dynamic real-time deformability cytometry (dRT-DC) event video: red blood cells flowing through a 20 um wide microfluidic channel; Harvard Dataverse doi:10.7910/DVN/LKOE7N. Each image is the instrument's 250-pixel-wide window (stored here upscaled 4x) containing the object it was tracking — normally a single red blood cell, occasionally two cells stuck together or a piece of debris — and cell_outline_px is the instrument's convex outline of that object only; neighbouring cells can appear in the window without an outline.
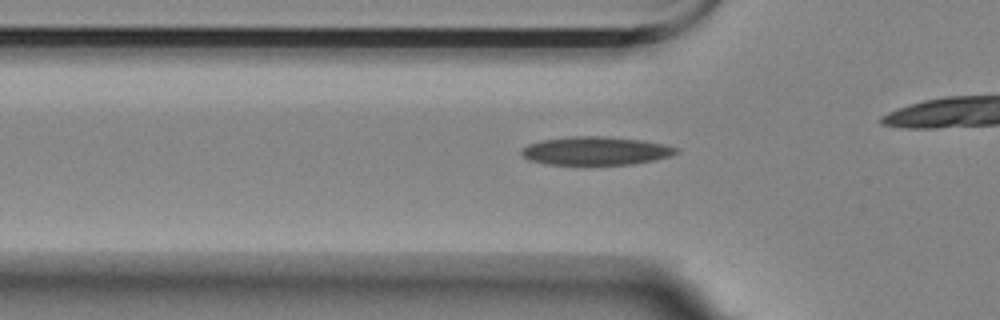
{"species": "Egyptian fruit bat (a non-hibernating species)", "species_latin": "Rousettus aegyptiacus", "temperature_condition": "room temperature", "stored_images_in_passage": 32, "camera_frame_rate_fps": 3000, "um_per_image_px": 0.085, "animal": {"sex": "female"}, "frame": {"image": 1, "passage_image": 5, "time_ms": 1.333, "image_size_px": [1000, 320], "cell_outline_px": [[680, 152], [672, 156], [656, 160], [632, 164], [548, 164], [528, 160], [520, 152], [520, 148], [528, 144], [540, 140], [572, 136], [600, 136], [644, 140], [664, 144], [676, 148]], "centroid_in_image_um": [50.64, 12.81], "position_along_channel_um": 75.2, "area_um2": 25.66}}
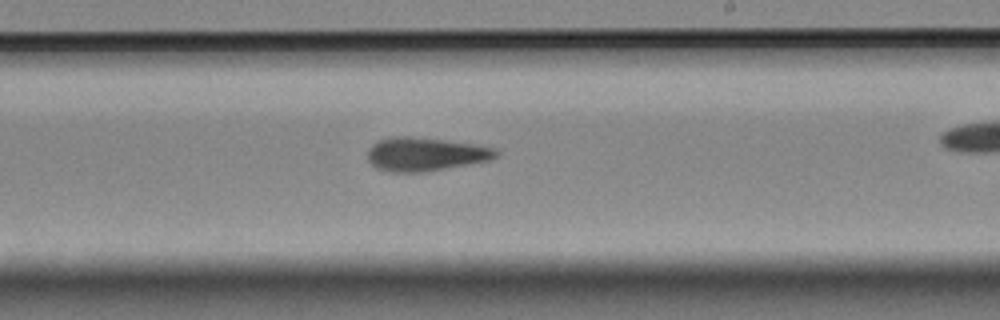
{"frame": {"image": 2, "passage_image": 20, "time_ms": 6.333, "image_size_px": [1000, 320], "cell_outline_px": [[500, 152], [492, 160], [428, 172], [388, 172], [376, 168], [368, 160], [368, 148], [372, 144], [380, 140], [396, 136], [408, 136], [472, 144], [496, 148]], "centroid_in_image_um": [36.16, 13.13], "position_along_channel_um": 252.8, "area_um2": 25.14}}
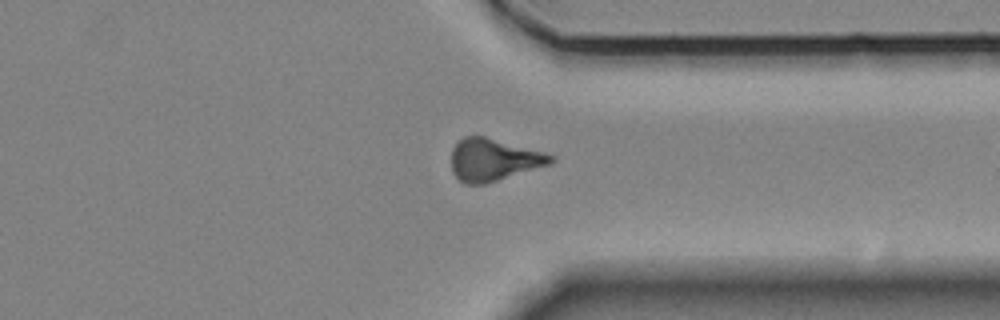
{"frame": {"image": 3, "passage_image": 30, "time_ms": 9.667, "image_size_px": [1000, 320], "cell_outline_px": [[556, 160], [552, 164], [484, 184], [464, 184], [452, 172], [452, 148], [464, 136], [484, 136], [544, 152], [556, 156]], "centroid_in_image_um": [41.98, 13.58], "position_along_channel_um": 369.4, "area_um2": 24.45}}